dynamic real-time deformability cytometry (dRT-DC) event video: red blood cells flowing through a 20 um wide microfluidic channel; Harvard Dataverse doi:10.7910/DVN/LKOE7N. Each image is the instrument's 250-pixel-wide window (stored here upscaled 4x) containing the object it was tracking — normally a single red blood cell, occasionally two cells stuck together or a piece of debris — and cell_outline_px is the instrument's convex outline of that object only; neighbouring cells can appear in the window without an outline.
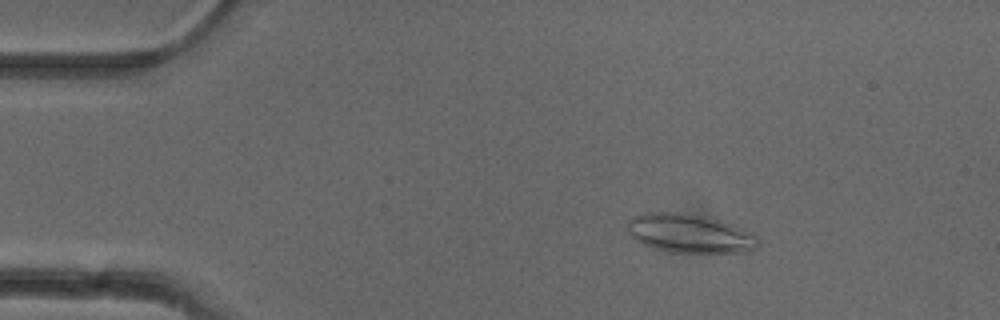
{"species": "common noctule bat (a hibernating species)", "species_latin": "Nyctalus noctula", "temperature_condition": "cold", "stored_images_in_passage": 49, "camera_frame_rate_fps": 3000, "um_per_image_px": 0.085, "animal": {"sex": "female"}, "frame": {"image": 1, "passage_image": 5, "time_ms": 1.333, "image_size_px": [1000, 320], "cell_outline_px": [[760, 244], [752, 252], [676, 252], [656, 248], [644, 244], [636, 240], [628, 232], [628, 220], [632, 216], [644, 212], [676, 212], [716, 220], [732, 224], [756, 236]], "centroid_in_image_um": [58.61, 19.85], "position_along_channel_um": 26.4, "area_um2": 29.02}}
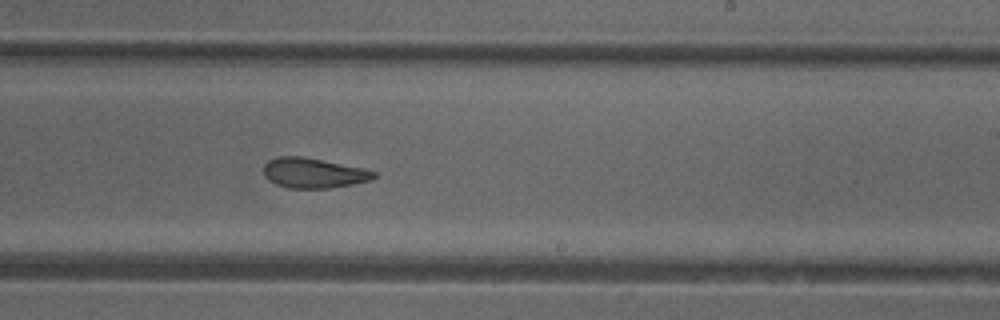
{"frame": {"image": 2, "passage_image": 28, "time_ms": 9.0, "image_size_px": [1000, 320], "cell_outline_px": [[376, 176], [372, 180], [332, 188], [288, 188], [276, 184], [268, 180], [264, 176], [264, 164], [268, 160], [276, 156], [304, 156], [364, 168], [376, 172]], "centroid_in_image_um": [26.64, 14.7], "position_along_channel_um": 262.4, "area_um2": 19.54}}
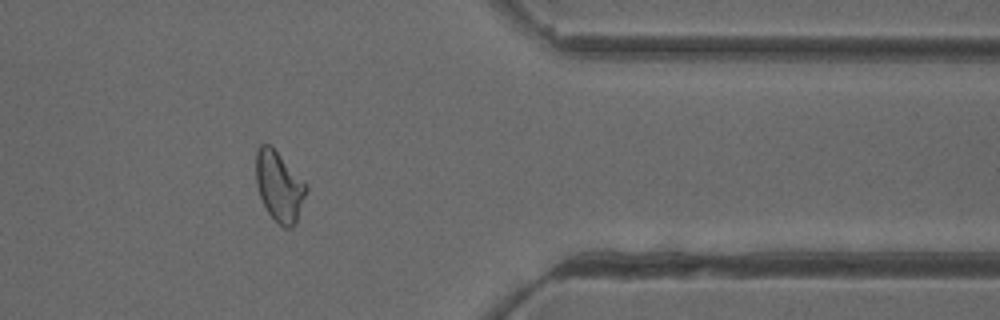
{"frame": {"image": 3, "passage_image": 39, "time_ms": 12.667, "image_size_px": [1000, 320], "cell_outline_px": [[308, 188], [296, 224], [292, 228], [284, 228], [268, 212], [260, 196], [256, 184], [256, 152], [260, 144], [268, 144], [308, 184]], "centroid_in_image_um": [23.75, 15.87], "position_along_channel_um": 387.6, "area_um2": 20.29}, "authors_computed_cell_mechanics": {"area_um2": 20.808, "velocity_mm_per_s": 3.9295, "shape_relaxation_time_tau1_ms": null, "shape_relaxation_time_tau2_ms": 3.2606, "deformation_change_tau1": null, "deformation_change_tau2": 0.1087}}